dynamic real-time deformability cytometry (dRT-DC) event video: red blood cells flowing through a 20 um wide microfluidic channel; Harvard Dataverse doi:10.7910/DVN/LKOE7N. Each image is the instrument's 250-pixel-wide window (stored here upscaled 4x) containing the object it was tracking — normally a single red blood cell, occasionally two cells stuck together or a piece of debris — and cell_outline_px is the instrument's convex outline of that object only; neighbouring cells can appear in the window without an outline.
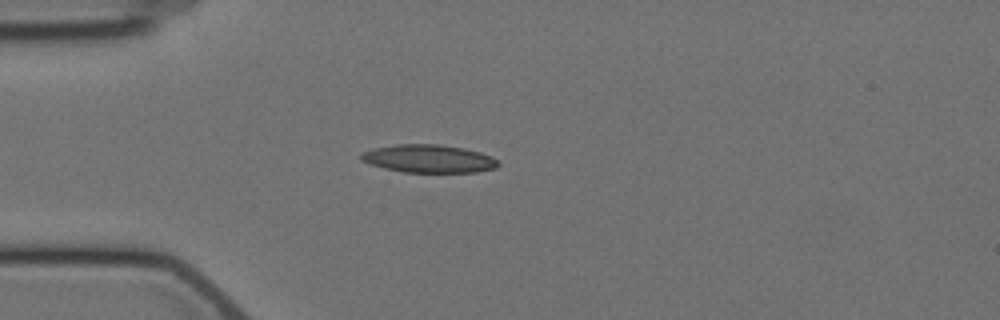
{"species": "Egyptian fruit bat (a non-hibernating species)", "species_latin": "Rousettus aegyptiacus", "temperature_condition": "cold", "stored_images_in_passage": 4, "camera_frame_rate_fps": 3000, "um_per_image_px": 0.085, "animal": {"sex": "female"}, "frame": {"image": 1, "passage_image": 4, "time_ms": 3.333, "image_size_px": [1000, 320], "cell_outline_px": [[500, 164], [496, 168], [476, 172], [404, 172], [384, 168], [360, 160], [360, 152], [376, 148], [396, 144], [440, 144], [464, 148], [480, 152], [492, 156]], "centroid_in_image_um": [36.45, 13.48], "position_along_channel_um": 48.5, "area_um2": 22.37}}